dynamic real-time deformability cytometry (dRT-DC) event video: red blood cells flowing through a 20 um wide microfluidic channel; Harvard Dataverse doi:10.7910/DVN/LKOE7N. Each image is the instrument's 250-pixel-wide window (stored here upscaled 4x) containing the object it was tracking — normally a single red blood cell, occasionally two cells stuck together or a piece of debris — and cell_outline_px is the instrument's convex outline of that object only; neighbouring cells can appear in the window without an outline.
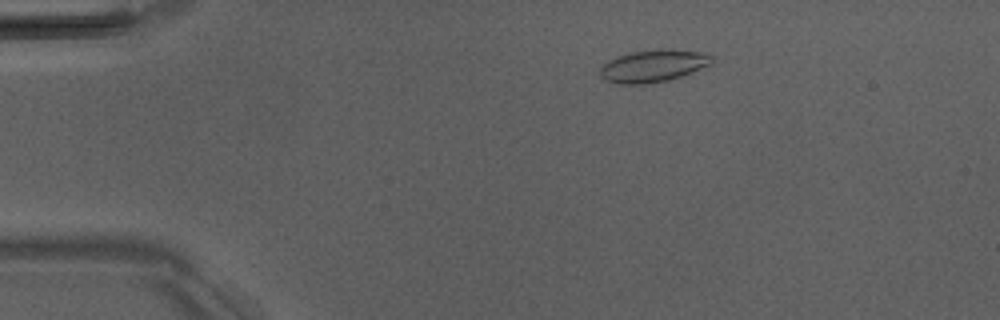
{"species": "Egyptian fruit bat (a non-hibernating species)", "species_latin": "Rousettus aegyptiacus", "temperature_condition": "room temperature", "stored_images_in_passage": 5, "camera_frame_rate_fps": 3000, "um_per_image_px": 0.085, "animal": {"sex": "male"}, "frame": {"image": 1, "passage_image": 2, "time_ms": 2.0, "image_size_px": [1000, 320], "cell_outline_px": [[712, 64], [692, 72], [668, 80], [648, 84], [620, 84], [604, 80], [600, 76], [600, 68], [608, 60], [616, 56], [628, 52], [656, 48], [672, 48], [712, 52]], "centroid_in_image_um": [55.56, 5.56], "position_along_channel_um": 29.4, "area_um2": 21.73}}